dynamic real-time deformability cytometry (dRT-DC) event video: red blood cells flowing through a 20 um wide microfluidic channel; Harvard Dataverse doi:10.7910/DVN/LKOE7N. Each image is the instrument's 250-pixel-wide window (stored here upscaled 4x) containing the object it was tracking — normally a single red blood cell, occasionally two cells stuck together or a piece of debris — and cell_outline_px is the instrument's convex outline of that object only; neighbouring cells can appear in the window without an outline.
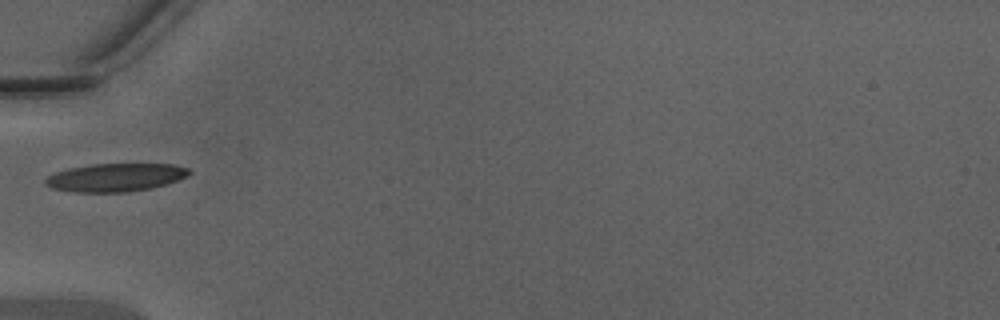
{"species": "Egyptian fruit bat (a non-hibernating species)", "species_latin": "Rousettus aegyptiacus", "temperature_condition": "warm", "stored_images_in_passage": 21, "camera_frame_rate_fps": 3000, "um_per_image_px": 0.085, "animal": {"sex": "male"}, "frame": {"image": 1, "passage_image": 1, "time_ms": 0.0, "image_size_px": [1000, 320], "cell_outline_px": [[192, 172], [188, 176], [152, 188], [128, 192], [76, 192], [52, 188], [44, 184], [44, 180], [48, 176], [56, 172], [68, 168], [92, 164], [172, 164], [192, 168]], "centroid_in_image_um": [9.83, 15.07], "position_along_channel_um": 75.2, "area_um2": 23.64}}
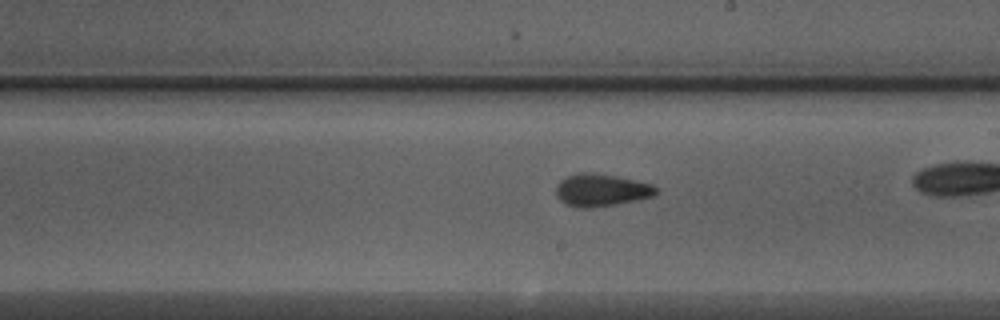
{"frame": {"image": 2, "passage_image": 10, "time_ms": 3.0, "image_size_px": [1000, 320], "cell_outline_px": [[660, 188], [652, 196], [640, 200], [616, 204], [588, 208], [580, 208], [564, 204], [556, 196], [556, 184], [564, 176], [576, 172], [596, 172], [636, 180], [652, 184]], "centroid_in_image_um": [51.08, 16.14], "position_along_channel_um": 237.9, "area_um2": 19.36}, "authors_computed_cell_mechanics": {"area_um2": 19.1896, "velocity_mm_per_s": 4.397, "shape_relaxation_time_tau1_ms": 1.0329, "shape_relaxation_time_tau2_ms": 0.8162, "deformation_change_tau1": 0.1429, "deformation_change_tau2": 0.0759}}